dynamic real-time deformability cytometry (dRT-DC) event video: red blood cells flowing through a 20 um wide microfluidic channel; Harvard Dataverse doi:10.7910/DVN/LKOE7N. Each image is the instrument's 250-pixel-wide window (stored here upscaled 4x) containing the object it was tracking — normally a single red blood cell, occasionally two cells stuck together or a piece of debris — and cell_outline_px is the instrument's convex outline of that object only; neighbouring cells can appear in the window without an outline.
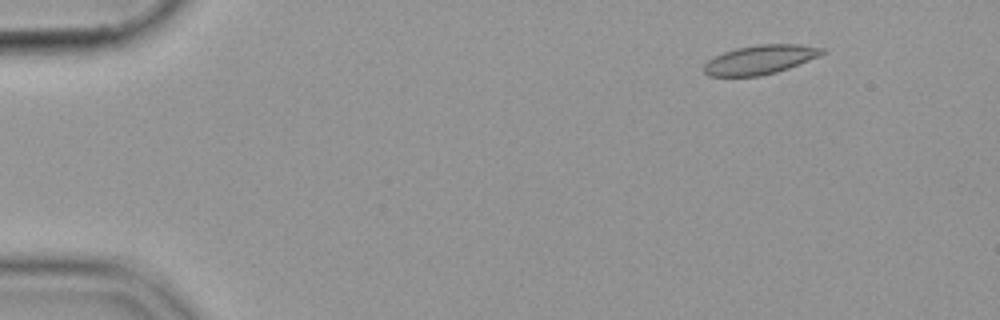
{"species": "common noctule bat (a hibernating species)", "species_latin": "Nyctalus noctula", "temperature_condition": "cold", "stored_images_in_passage": 10, "camera_frame_rate_fps": 3000, "um_per_image_px": 0.085, "animal": {"sex": "female", "body_mass_g": 19.9}, "frame": {"image": 1, "passage_image": 1, "time_ms": 0.0, "image_size_px": [1000, 320], "cell_outline_px": [[828, 52], [788, 68], [776, 72], [760, 76], [708, 76], [704, 72], [704, 64], [708, 60], [724, 52], [736, 48], [756, 44], [800, 44], [828, 48]], "centroid_in_image_um": [64.65, 5.05], "position_along_channel_um": 20.4, "area_um2": 20.11}}